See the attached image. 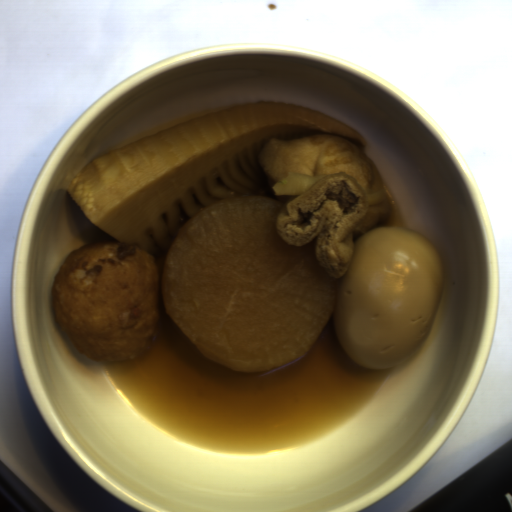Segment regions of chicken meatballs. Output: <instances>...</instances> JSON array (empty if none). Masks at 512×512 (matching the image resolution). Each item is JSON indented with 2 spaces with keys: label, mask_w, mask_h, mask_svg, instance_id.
I'll list each match as a JSON object with an SVG mask.
<instances>
[{
  "label": "chicken meatballs",
  "mask_w": 512,
  "mask_h": 512,
  "mask_svg": "<svg viewBox=\"0 0 512 512\" xmlns=\"http://www.w3.org/2000/svg\"><path fill=\"white\" fill-rule=\"evenodd\" d=\"M162 264L116 240L69 252L53 278L51 304L68 342L92 362L136 360L159 338L167 313Z\"/></svg>",
  "instance_id": "fd5e1221"
}]
</instances>
